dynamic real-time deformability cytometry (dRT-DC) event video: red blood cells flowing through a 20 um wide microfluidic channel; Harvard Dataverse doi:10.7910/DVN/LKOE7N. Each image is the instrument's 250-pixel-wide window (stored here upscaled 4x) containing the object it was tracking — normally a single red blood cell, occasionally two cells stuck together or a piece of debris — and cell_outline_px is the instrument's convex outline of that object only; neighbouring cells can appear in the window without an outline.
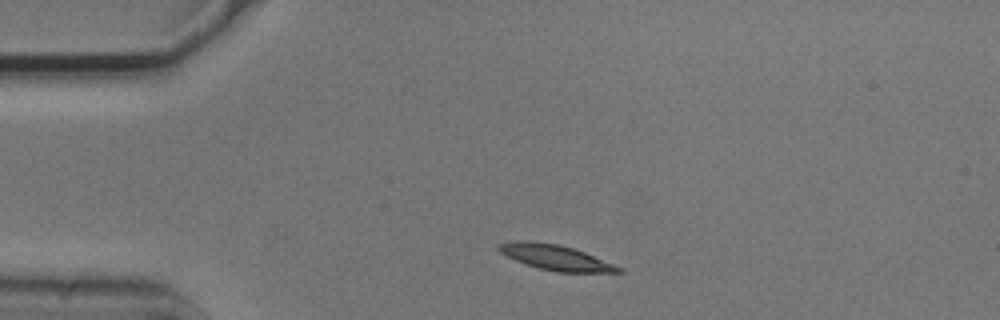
{"species": "common noctule bat (a hibernating species)", "species_latin": "Nyctalus noctula", "temperature_condition": "cold", "stored_images_in_passage": 2, "camera_frame_rate_fps": 3000, "um_per_image_px": 0.085, "animal": {"sex": "male", "body_mass_g": 20.5, "forearm_length_mm": 52.5}, "frame": {"image": 1, "passage_image": 1, "time_ms": 0.0, "image_size_px": [1000, 320], "cell_outline_px": [[624, 272], [556, 272], [540, 268], [516, 260], [500, 252], [496, 248], [496, 244], [516, 240], [528, 240], [556, 244], [572, 248], [584, 252], [624, 268]], "centroid_in_image_um": [47.21, 21.87], "position_along_channel_um": 37.8, "area_um2": 17.46}}